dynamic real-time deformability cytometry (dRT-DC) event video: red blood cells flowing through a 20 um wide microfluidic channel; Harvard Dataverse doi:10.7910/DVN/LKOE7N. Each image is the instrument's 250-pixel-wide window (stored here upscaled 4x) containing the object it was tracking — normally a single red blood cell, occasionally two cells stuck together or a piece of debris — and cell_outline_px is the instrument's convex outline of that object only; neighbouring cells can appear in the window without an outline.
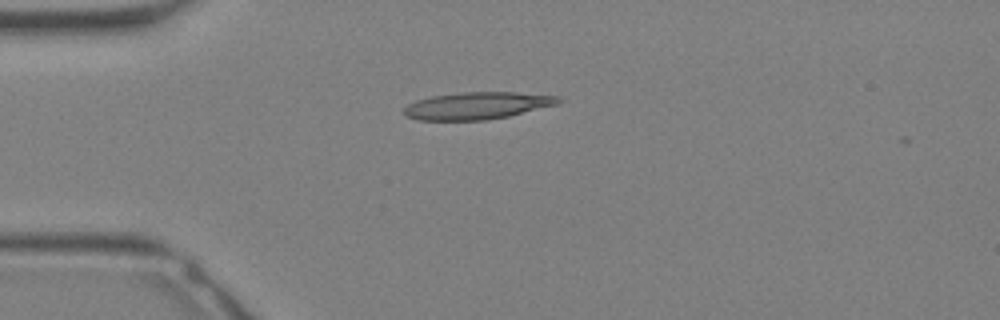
{"species": "Egyptian fruit bat (a non-hibernating species)", "species_latin": "Rousettus aegyptiacus", "temperature_condition": "warm", "stored_images_in_passage": 25, "camera_frame_rate_fps": 3000, "um_per_image_px": 0.085, "animal": {"sex": "female"}, "frame": {"image": 1, "passage_image": 1, "time_ms": 0.0, "image_size_px": [1000, 320], "cell_outline_px": [[564, 100], [556, 104], [508, 116], [488, 120], [416, 120], [408, 116], [404, 112], [404, 108], [408, 104], [416, 100], [432, 96], [464, 92], [516, 92], [560, 96]], "centroid_in_image_um": [40.57, 8.98], "position_along_channel_um": 44.4, "area_um2": 24.33}}
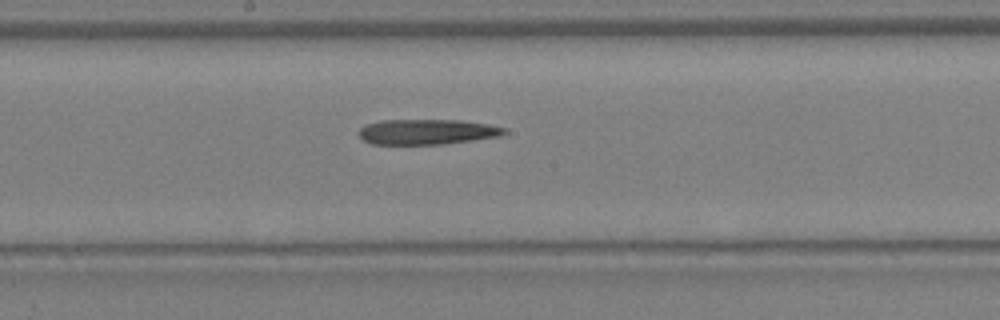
{"frame": {"image": 2, "passage_image": 10, "time_ms": 3.0, "image_size_px": [1000, 320], "cell_outline_px": [[508, 132], [500, 136], [472, 140], [440, 144], [372, 144], [364, 140], [360, 136], [360, 128], [368, 124], [380, 120], [460, 120], [488, 124], [508, 128]], "centroid_in_image_um": [36.34, 11.2], "position_along_channel_um": 211.9, "area_um2": 21.33}}
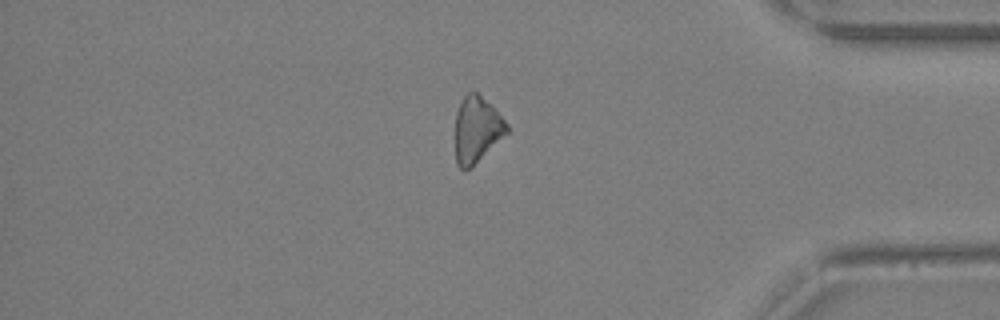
{"frame": {"image": 3, "passage_image": 20, "time_ms": 6.333, "image_size_px": [1000, 320], "cell_outline_px": [[508, 132], [472, 168], [464, 172], [456, 164], [456, 112], [460, 100], [468, 92], [476, 92], [492, 104], [508, 124]], "centroid_in_image_um": [40.53, 11.02], "position_along_channel_um": 394.7, "area_um2": 20.11}}